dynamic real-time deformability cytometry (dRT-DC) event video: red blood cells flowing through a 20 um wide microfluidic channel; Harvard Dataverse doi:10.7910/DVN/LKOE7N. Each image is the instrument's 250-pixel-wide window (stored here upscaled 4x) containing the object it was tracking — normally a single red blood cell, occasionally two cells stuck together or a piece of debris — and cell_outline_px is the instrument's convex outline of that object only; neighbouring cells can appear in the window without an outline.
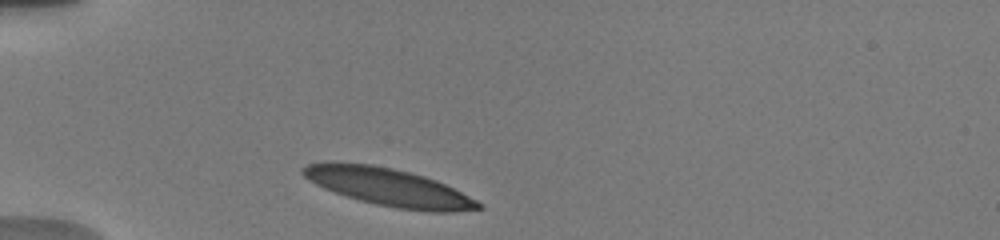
{"species": "human", "species_latin": "Homo sapiens", "temperature_condition": "warm", "stored_images_in_passage": 39, "camera_frame_rate_fps": 3000, "um_per_image_px": 0.085, "donor": {"sex": "male"}, "frame": {"image": 1, "passage_image": 2, "time_ms": 0.333, "image_size_px": [1000, 240], "cell_outline_px": [[484, 208], [452, 212], [428, 212], [396, 208], [376, 204], [360, 200], [324, 188], [316, 184], [304, 176], [300, 172], [300, 168], [308, 164], [372, 164], [408, 172], [424, 176], [436, 180], [484, 204]], "centroid_in_image_um": [33.11, 15.94], "position_along_channel_um": 51.9, "area_um2": 37.57}}
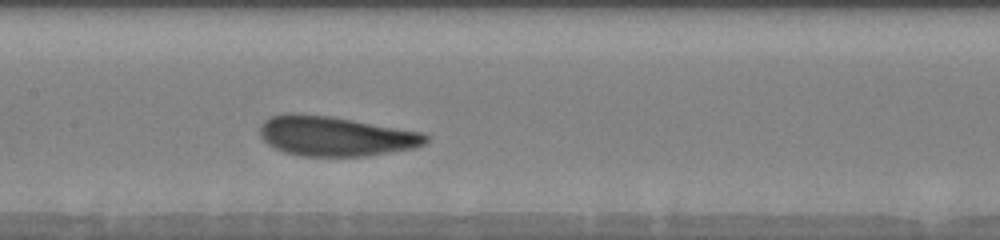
{"frame": {"image": 2, "passage_image": 16, "time_ms": 4.333, "image_size_px": [1000, 240], "cell_outline_px": [[428, 140], [424, 144], [412, 148], [364, 156], [304, 156], [284, 152], [268, 144], [260, 136], [260, 124], [268, 116], [288, 112], [296, 112], [332, 116], [424, 132], [428, 136]], "centroid_in_image_um": [28.47, 11.54], "position_along_channel_um": 178.9, "area_um2": 38.73}}
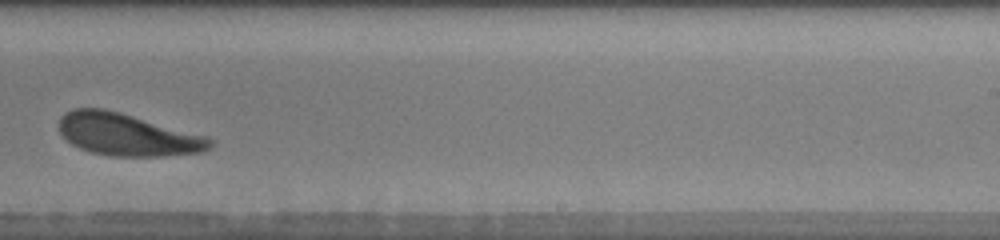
{"frame": {"image": 3, "passage_image": 23, "time_ms": 7.0, "image_size_px": [1000, 240], "cell_outline_px": [[212, 148], [204, 152], [160, 156], [112, 156], [92, 152], [80, 148], [72, 144], [60, 132], [60, 116], [64, 112], [72, 108], [104, 108], [120, 112], [208, 136], [212, 140]], "centroid_in_image_um": [10.85, 11.43], "position_along_channel_um": 278.2, "area_um2": 37.22}, "authors_computed_cell_mechanics": {"area_um2": 38.3792, "velocity_mm_per_s": 3.7374, "shape_relaxation_time_tau1_ms": 2.4124, "shape_relaxation_time_tau2_ms": 2.1932, "deformation_change_tau1": 0.1214, "deformation_change_tau2": 0.1058}}